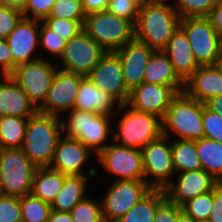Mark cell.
Listing matches in <instances>:
<instances>
[{
  "instance_id": "obj_8",
  "label": "cell",
  "mask_w": 222,
  "mask_h": 222,
  "mask_svg": "<svg viewBox=\"0 0 222 222\" xmlns=\"http://www.w3.org/2000/svg\"><path fill=\"white\" fill-rule=\"evenodd\" d=\"M179 27L185 32L197 63L216 65L222 54V43L210 20L207 17L183 18Z\"/></svg>"
},
{
  "instance_id": "obj_22",
  "label": "cell",
  "mask_w": 222,
  "mask_h": 222,
  "mask_svg": "<svg viewBox=\"0 0 222 222\" xmlns=\"http://www.w3.org/2000/svg\"><path fill=\"white\" fill-rule=\"evenodd\" d=\"M38 109L29 100L11 76H2L0 81V117H30Z\"/></svg>"
},
{
  "instance_id": "obj_35",
  "label": "cell",
  "mask_w": 222,
  "mask_h": 222,
  "mask_svg": "<svg viewBox=\"0 0 222 222\" xmlns=\"http://www.w3.org/2000/svg\"><path fill=\"white\" fill-rule=\"evenodd\" d=\"M73 222H104L101 202L85 197L70 212Z\"/></svg>"
},
{
  "instance_id": "obj_33",
  "label": "cell",
  "mask_w": 222,
  "mask_h": 222,
  "mask_svg": "<svg viewBox=\"0 0 222 222\" xmlns=\"http://www.w3.org/2000/svg\"><path fill=\"white\" fill-rule=\"evenodd\" d=\"M48 17L77 21L83 27L86 14L81 0H56Z\"/></svg>"
},
{
  "instance_id": "obj_30",
  "label": "cell",
  "mask_w": 222,
  "mask_h": 222,
  "mask_svg": "<svg viewBox=\"0 0 222 222\" xmlns=\"http://www.w3.org/2000/svg\"><path fill=\"white\" fill-rule=\"evenodd\" d=\"M173 167L177 173L202 169L195 141L177 139L171 143Z\"/></svg>"
},
{
  "instance_id": "obj_34",
  "label": "cell",
  "mask_w": 222,
  "mask_h": 222,
  "mask_svg": "<svg viewBox=\"0 0 222 222\" xmlns=\"http://www.w3.org/2000/svg\"><path fill=\"white\" fill-rule=\"evenodd\" d=\"M181 209L196 221L208 220L213 209V190L187 200Z\"/></svg>"
},
{
  "instance_id": "obj_23",
  "label": "cell",
  "mask_w": 222,
  "mask_h": 222,
  "mask_svg": "<svg viewBox=\"0 0 222 222\" xmlns=\"http://www.w3.org/2000/svg\"><path fill=\"white\" fill-rule=\"evenodd\" d=\"M163 52L178 76L185 82L199 67L185 32L178 27Z\"/></svg>"
},
{
  "instance_id": "obj_17",
  "label": "cell",
  "mask_w": 222,
  "mask_h": 222,
  "mask_svg": "<svg viewBox=\"0 0 222 222\" xmlns=\"http://www.w3.org/2000/svg\"><path fill=\"white\" fill-rule=\"evenodd\" d=\"M40 20L22 17L15 29L6 38L13 54V71L17 65L32 62L40 58H32L35 48L40 46ZM39 23V24H38Z\"/></svg>"
},
{
  "instance_id": "obj_5",
  "label": "cell",
  "mask_w": 222,
  "mask_h": 222,
  "mask_svg": "<svg viewBox=\"0 0 222 222\" xmlns=\"http://www.w3.org/2000/svg\"><path fill=\"white\" fill-rule=\"evenodd\" d=\"M34 165L22 148L0 149V185L4 196L22 197L32 192Z\"/></svg>"
},
{
  "instance_id": "obj_39",
  "label": "cell",
  "mask_w": 222,
  "mask_h": 222,
  "mask_svg": "<svg viewBox=\"0 0 222 222\" xmlns=\"http://www.w3.org/2000/svg\"><path fill=\"white\" fill-rule=\"evenodd\" d=\"M202 123L204 126V137L222 143V116L204 105Z\"/></svg>"
},
{
  "instance_id": "obj_42",
  "label": "cell",
  "mask_w": 222,
  "mask_h": 222,
  "mask_svg": "<svg viewBox=\"0 0 222 222\" xmlns=\"http://www.w3.org/2000/svg\"><path fill=\"white\" fill-rule=\"evenodd\" d=\"M55 1L56 0H28L22 9L23 17L43 21L49 16ZM29 12L31 16H28Z\"/></svg>"
},
{
  "instance_id": "obj_24",
  "label": "cell",
  "mask_w": 222,
  "mask_h": 222,
  "mask_svg": "<svg viewBox=\"0 0 222 222\" xmlns=\"http://www.w3.org/2000/svg\"><path fill=\"white\" fill-rule=\"evenodd\" d=\"M120 103L110 94L97 88L88 77H84L79 86L74 108L80 111L114 115V107Z\"/></svg>"
},
{
  "instance_id": "obj_50",
  "label": "cell",
  "mask_w": 222,
  "mask_h": 222,
  "mask_svg": "<svg viewBox=\"0 0 222 222\" xmlns=\"http://www.w3.org/2000/svg\"><path fill=\"white\" fill-rule=\"evenodd\" d=\"M48 222H73L69 212L51 210Z\"/></svg>"
},
{
  "instance_id": "obj_1",
  "label": "cell",
  "mask_w": 222,
  "mask_h": 222,
  "mask_svg": "<svg viewBox=\"0 0 222 222\" xmlns=\"http://www.w3.org/2000/svg\"><path fill=\"white\" fill-rule=\"evenodd\" d=\"M62 121L58 116L37 111L28 118L22 150L37 167H49L52 163Z\"/></svg>"
},
{
  "instance_id": "obj_3",
  "label": "cell",
  "mask_w": 222,
  "mask_h": 222,
  "mask_svg": "<svg viewBox=\"0 0 222 222\" xmlns=\"http://www.w3.org/2000/svg\"><path fill=\"white\" fill-rule=\"evenodd\" d=\"M202 103L190 97L185 91L179 92L171 101L162 119V135L169 137L171 131L179 139L198 140L204 137Z\"/></svg>"
},
{
  "instance_id": "obj_46",
  "label": "cell",
  "mask_w": 222,
  "mask_h": 222,
  "mask_svg": "<svg viewBox=\"0 0 222 222\" xmlns=\"http://www.w3.org/2000/svg\"><path fill=\"white\" fill-rule=\"evenodd\" d=\"M208 222H222V182L213 188V209Z\"/></svg>"
},
{
  "instance_id": "obj_9",
  "label": "cell",
  "mask_w": 222,
  "mask_h": 222,
  "mask_svg": "<svg viewBox=\"0 0 222 222\" xmlns=\"http://www.w3.org/2000/svg\"><path fill=\"white\" fill-rule=\"evenodd\" d=\"M58 67L42 58L17 65L10 75L38 109L45 101Z\"/></svg>"
},
{
  "instance_id": "obj_38",
  "label": "cell",
  "mask_w": 222,
  "mask_h": 222,
  "mask_svg": "<svg viewBox=\"0 0 222 222\" xmlns=\"http://www.w3.org/2000/svg\"><path fill=\"white\" fill-rule=\"evenodd\" d=\"M40 27V45H42L46 51L56 54L59 59L64 52L67 41L48 28L42 21H40Z\"/></svg>"
},
{
  "instance_id": "obj_49",
  "label": "cell",
  "mask_w": 222,
  "mask_h": 222,
  "mask_svg": "<svg viewBox=\"0 0 222 222\" xmlns=\"http://www.w3.org/2000/svg\"><path fill=\"white\" fill-rule=\"evenodd\" d=\"M205 106L211 111L222 116V94L211 97L205 102Z\"/></svg>"
},
{
  "instance_id": "obj_54",
  "label": "cell",
  "mask_w": 222,
  "mask_h": 222,
  "mask_svg": "<svg viewBox=\"0 0 222 222\" xmlns=\"http://www.w3.org/2000/svg\"><path fill=\"white\" fill-rule=\"evenodd\" d=\"M148 4H159L163 5L166 4L163 0H148Z\"/></svg>"
},
{
  "instance_id": "obj_53",
  "label": "cell",
  "mask_w": 222,
  "mask_h": 222,
  "mask_svg": "<svg viewBox=\"0 0 222 222\" xmlns=\"http://www.w3.org/2000/svg\"><path fill=\"white\" fill-rule=\"evenodd\" d=\"M133 3L139 10L148 4V0H129Z\"/></svg>"
},
{
  "instance_id": "obj_55",
  "label": "cell",
  "mask_w": 222,
  "mask_h": 222,
  "mask_svg": "<svg viewBox=\"0 0 222 222\" xmlns=\"http://www.w3.org/2000/svg\"><path fill=\"white\" fill-rule=\"evenodd\" d=\"M216 65H217L218 68L222 71V54H221L220 58L218 59Z\"/></svg>"
},
{
  "instance_id": "obj_29",
  "label": "cell",
  "mask_w": 222,
  "mask_h": 222,
  "mask_svg": "<svg viewBox=\"0 0 222 222\" xmlns=\"http://www.w3.org/2000/svg\"><path fill=\"white\" fill-rule=\"evenodd\" d=\"M166 198L164 189H151L118 222H153L157 206Z\"/></svg>"
},
{
  "instance_id": "obj_13",
  "label": "cell",
  "mask_w": 222,
  "mask_h": 222,
  "mask_svg": "<svg viewBox=\"0 0 222 222\" xmlns=\"http://www.w3.org/2000/svg\"><path fill=\"white\" fill-rule=\"evenodd\" d=\"M105 53L106 51L82 29L64 48L60 57L64 65L62 70L87 77Z\"/></svg>"
},
{
  "instance_id": "obj_12",
  "label": "cell",
  "mask_w": 222,
  "mask_h": 222,
  "mask_svg": "<svg viewBox=\"0 0 222 222\" xmlns=\"http://www.w3.org/2000/svg\"><path fill=\"white\" fill-rule=\"evenodd\" d=\"M104 169L119 178V181H145L142 154L140 149L108 144L97 155Z\"/></svg>"
},
{
  "instance_id": "obj_20",
  "label": "cell",
  "mask_w": 222,
  "mask_h": 222,
  "mask_svg": "<svg viewBox=\"0 0 222 222\" xmlns=\"http://www.w3.org/2000/svg\"><path fill=\"white\" fill-rule=\"evenodd\" d=\"M91 151L78 139L64 135L58 140L50 168L65 175L86 176L82 165L87 162Z\"/></svg>"
},
{
  "instance_id": "obj_31",
  "label": "cell",
  "mask_w": 222,
  "mask_h": 222,
  "mask_svg": "<svg viewBox=\"0 0 222 222\" xmlns=\"http://www.w3.org/2000/svg\"><path fill=\"white\" fill-rule=\"evenodd\" d=\"M29 117H0V149L22 148Z\"/></svg>"
},
{
  "instance_id": "obj_51",
  "label": "cell",
  "mask_w": 222,
  "mask_h": 222,
  "mask_svg": "<svg viewBox=\"0 0 222 222\" xmlns=\"http://www.w3.org/2000/svg\"><path fill=\"white\" fill-rule=\"evenodd\" d=\"M28 0H0L1 6H10L17 9H23Z\"/></svg>"
},
{
  "instance_id": "obj_14",
  "label": "cell",
  "mask_w": 222,
  "mask_h": 222,
  "mask_svg": "<svg viewBox=\"0 0 222 222\" xmlns=\"http://www.w3.org/2000/svg\"><path fill=\"white\" fill-rule=\"evenodd\" d=\"M185 86H165L142 82L130 92L127 104H120V111L131 107L137 111L154 114L163 119L173 98L184 91Z\"/></svg>"
},
{
  "instance_id": "obj_18",
  "label": "cell",
  "mask_w": 222,
  "mask_h": 222,
  "mask_svg": "<svg viewBox=\"0 0 222 222\" xmlns=\"http://www.w3.org/2000/svg\"><path fill=\"white\" fill-rule=\"evenodd\" d=\"M177 183H170L164 190L166 197L178 206L187 200L205 194L218 182L203 169L178 173Z\"/></svg>"
},
{
  "instance_id": "obj_40",
  "label": "cell",
  "mask_w": 222,
  "mask_h": 222,
  "mask_svg": "<svg viewBox=\"0 0 222 222\" xmlns=\"http://www.w3.org/2000/svg\"><path fill=\"white\" fill-rule=\"evenodd\" d=\"M0 222H22L20 197L2 196L0 198Z\"/></svg>"
},
{
  "instance_id": "obj_44",
  "label": "cell",
  "mask_w": 222,
  "mask_h": 222,
  "mask_svg": "<svg viewBox=\"0 0 222 222\" xmlns=\"http://www.w3.org/2000/svg\"><path fill=\"white\" fill-rule=\"evenodd\" d=\"M178 218V205L167 197L157 206L153 222H176Z\"/></svg>"
},
{
  "instance_id": "obj_48",
  "label": "cell",
  "mask_w": 222,
  "mask_h": 222,
  "mask_svg": "<svg viewBox=\"0 0 222 222\" xmlns=\"http://www.w3.org/2000/svg\"><path fill=\"white\" fill-rule=\"evenodd\" d=\"M207 18L218 34L222 33V0H218L214 8L210 11Z\"/></svg>"
},
{
  "instance_id": "obj_15",
  "label": "cell",
  "mask_w": 222,
  "mask_h": 222,
  "mask_svg": "<svg viewBox=\"0 0 222 222\" xmlns=\"http://www.w3.org/2000/svg\"><path fill=\"white\" fill-rule=\"evenodd\" d=\"M87 77L97 88L110 94L120 104H127L131 91L126 87L122 65L116 52H106Z\"/></svg>"
},
{
  "instance_id": "obj_41",
  "label": "cell",
  "mask_w": 222,
  "mask_h": 222,
  "mask_svg": "<svg viewBox=\"0 0 222 222\" xmlns=\"http://www.w3.org/2000/svg\"><path fill=\"white\" fill-rule=\"evenodd\" d=\"M22 17L21 9L0 5V39H6Z\"/></svg>"
},
{
  "instance_id": "obj_27",
  "label": "cell",
  "mask_w": 222,
  "mask_h": 222,
  "mask_svg": "<svg viewBox=\"0 0 222 222\" xmlns=\"http://www.w3.org/2000/svg\"><path fill=\"white\" fill-rule=\"evenodd\" d=\"M86 176L65 175L61 191L51 204V210L70 212L85 198Z\"/></svg>"
},
{
  "instance_id": "obj_6",
  "label": "cell",
  "mask_w": 222,
  "mask_h": 222,
  "mask_svg": "<svg viewBox=\"0 0 222 222\" xmlns=\"http://www.w3.org/2000/svg\"><path fill=\"white\" fill-rule=\"evenodd\" d=\"M111 115L72 109L68 120L62 121V132L65 136L78 139L90 151L98 155L108 145H104L110 131ZM66 132V133H65ZM92 149V150H91Z\"/></svg>"
},
{
  "instance_id": "obj_43",
  "label": "cell",
  "mask_w": 222,
  "mask_h": 222,
  "mask_svg": "<svg viewBox=\"0 0 222 222\" xmlns=\"http://www.w3.org/2000/svg\"><path fill=\"white\" fill-rule=\"evenodd\" d=\"M108 12L111 14L128 19L136 24L139 9L129 0H109Z\"/></svg>"
},
{
  "instance_id": "obj_16",
  "label": "cell",
  "mask_w": 222,
  "mask_h": 222,
  "mask_svg": "<svg viewBox=\"0 0 222 222\" xmlns=\"http://www.w3.org/2000/svg\"><path fill=\"white\" fill-rule=\"evenodd\" d=\"M83 78L84 76L74 72L57 70L47 97L38 111L59 117L60 112L72 110Z\"/></svg>"
},
{
  "instance_id": "obj_28",
  "label": "cell",
  "mask_w": 222,
  "mask_h": 222,
  "mask_svg": "<svg viewBox=\"0 0 222 222\" xmlns=\"http://www.w3.org/2000/svg\"><path fill=\"white\" fill-rule=\"evenodd\" d=\"M202 169L218 183L222 182V143L210 138L195 140Z\"/></svg>"
},
{
  "instance_id": "obj_52",
  "label": "cell",
  "mask_w": 222,
  "mask_h": 222,
  "mask_svg": "<svg viewBox=\"0 0 222 222\" xmlns=\"http://www.w3.org/2000/svg\"><path fill=\"white\" fill-rule=\"evenodd\" d=\"M176 222H196L192 217L188 216L182 209L178 206V218Z\"/></svg>"
},
{
  "instance_id": "obj_21",
  "label": "cell",
  "mask_w": 222,
  "mask_h": 222,
  "mask_svg": "<svg viewBox=\"0 0 222 222\" xmlns=\"http://www.w3.org/2000/svg\"><path fill=\"white\" fill-rule=\"evenodd\" d=\"M184 91L192 98L205 103L222 94V71L217 65L200 66L186 81Z\"/></svg>"
},
{
  "instance_id": "obj_47",
  "label": "cell",
  "mask_w": 222,
  "mask_h": 222,
  "mask_svg": "<svg viewBox=\"0 0 222 222\" xmlns=\"http://www.w3.org/2000/svg\"><path fill=\"white\" fill-rule=\"evenodd\" d=\"M83 10L87 15L107 11L109 0H81Z\"/></svg>"
},
{
  "instance_id": "obj_45",
  "label": "cell",
  "mask_w": 222,
  "mask_h": 222,
  "mask_svg": "<svg viewBox=\"0 0 222 222\" xmlns=\"http://www.w3.org/2000/svg\"><path fill=\"white\" fill-rule=\"evenodd\" d=\"M0 68L2 76H10L13 73V54L6 39H0Z\"/></svg>"
},
{
  "instance_id": "obj_4",
  "label": "cell",
  "mask_w": 222,
  "mask_h": 222,
  "mask_svg": "<svg viewBox=\"0 0 222 222\" xmlns=\"http://www.w3.org/2000/svg\"><path fill=\"white\" fill-rule=\"evenodd\" d=\"M83 30L106 52H115L135 39V24L108 11L87 15Z\"/></svg>"
},
{
  "instance_id": "obj_10",
  "label": "cell",
  "mask_w": 222,
  "mask_h": 222,
  "mask_svg": "<svg viewBox=\"0 0 222 222\" xmlns=\"http://www.w3.org/2000/svg\"><path fill=\"white\" fill-rule=\"evenodd\" d=\"M151 189L145 181L114 180L101 202L104 222H118Z\"/></svg>"
},
{
  "instance_id": "obj_36",
  "label": "cell",
  "mask_w": 222,
  "mask_h": 222,
  "mask_svg": "<svg viewBox=\"0 0 222 222\" xmlns=\"http://www.w3.org/2000/svg\"><path fill=\"white\" fill-rule=\"evenodd\" d=\"M174 9L180 19L188 17H207L218 0H177ZM178 6V7H177Z\"/></svg>"
},
{
  "instance_id": "obj_7",
  "label": "cell",
  "mask_w": 222,
  "mask_h": 222,
  "mask_svg": "<svg viewBox=\"0 0 222 222\" xmlns=\"http://www.w3.org/2000/svg\"><path fill=\"white\" fill-rule=\"evenodd\" d=\"M116 144L142 149L162 136V119L154 114L129 109L118 122Z\"/></svg>"
},
{
  "instance_id": "obj_26",
  "label": "cell",
  "mask_w": 222,
  "mask_h": 222,
  "mask_svg": "<svg viewBox=\"0 0 222 222\" xmlns=\"http://www.w3.org/2000/svg\"><path fill=\"white\" fill-rule=\"evenodd\" d=\"M65 174L50 167H37L33 177L32 194L44 202L52 204L61 191Z\"/></svg>"
},
{
  "instance_id": "obj_25",
  "label": "cell",
  "mask_w": 222,
  "mask_h": 222,
  "mask_svg": "<svg viewBox=\"0 0 222 222\" xmlns=\"http://www.w3.org/2000/svg\"><path fill=\"white\" fill-rule=\"evenodd\" d=\"M144 83L165 86H185V82L175 72L170 59L163 51H154L144 70Z\"/></svg>"
},
{
  "instance_id": "obj_2",
  "label": "cell",
  "mask_w": 222,
  "mask_h": 222,
  "mask_svg": "<svg viewBox=\"0 0 222 222\" xmlns=\"http://www.w3.org/2000/svg\"><path fill=\"white\" fill-rule=\"evenodd\" d=\"M180 17L174 6L147 4L139 10L135 24V39L154 51H163L173 33L178 29Z\"/></svg>"
},
{
  "instance_id": "obj_56",
  "label": "cell",
  "mask_w": 222,
  "mask_h": 222,
  "mask_svg": "<svg viewBox=\"0 0 222 222\" xmlns=\"http://www.w3.org/2000/svg\"><path fill=\"white\" fill-rule=\"evenodd\" d=\"M2 196H4V195H3V192H2V189H1V185H0V198H1Z\"/></svg>"
},
{
  "instance_id": "obj_57",
  "label": "cell",
  "mask_w": 222,
  "mask_h": 222,
  "mask_svg": "<svg viewBox=\"0 0 222 222\" xmlns=\"http://www.w3.org/2000/svg\"><path fill=\"white\" fill-rule=\"evenodd\" d=\"M196 222H208V220L196 221Z\"/></svg>"
},
{
  "instance_id": "obj_19",
  "label": "cell",
  "mask_w": 222,
  "mask_h": 222,
  "mask_svg": "<svg viewBox=\"0 0 222 222\" xmlns=\"http://www.w3.org/2000/svg\"><path fill=\"white\" fill-rule=\"evenodd\" d=\"M115 52L122 65L126 87L132 91L143 82L144 70L154 50L134 39Z\"/></svg>"
},
{
  "instance_id": "obj_32",
  "label": "cell",
  "mask_w": 222,
  "mask_h": 222,
  "mask_svg": "<svg viewBox=\"0 0 222 222\" xmlns=\"http://www.w3.org/2000/svg\"><path fill=\"white\" fill-rule=\"evenodd\" d=\"M22 222H48L51 204L35 197L32 193L20 197Z\"/></svg>"
},
{
  "instance_id": "obj_37",
  "label": "cell",
  "mask_w": 222,
  "mask_h": 222,
  "mask_svg": "<svg viewBox=\"0 0 222 222\" xmlns=\"http://www.w3.org/2000/svg\"><path fill=\"white\" fill-rule=\"evenodd\" d=\"M42 22L67 42L83 29L77 21L68 19L47 17Z\"/></svg>"
},
{
  "instance_id": "obj_11",
  "label": "cell",
  "mask_w": 222,
  "mask_h": 222,
  "mask_svg": "<svg viewBox=\"0 0 222 222\" xmlns=\"http://www.w3.org/2000/svg\"><path fill=\"white\" fill-rule=\"evenodd\" d=\"M167 140V137L162 135L140 149L145 182L153 189H165L173 182L171 178L175 170L173 167L171 144L169 143L168 145ZM148 175L155 179L148 181Z\"/></svg>"
}]
</instances>
